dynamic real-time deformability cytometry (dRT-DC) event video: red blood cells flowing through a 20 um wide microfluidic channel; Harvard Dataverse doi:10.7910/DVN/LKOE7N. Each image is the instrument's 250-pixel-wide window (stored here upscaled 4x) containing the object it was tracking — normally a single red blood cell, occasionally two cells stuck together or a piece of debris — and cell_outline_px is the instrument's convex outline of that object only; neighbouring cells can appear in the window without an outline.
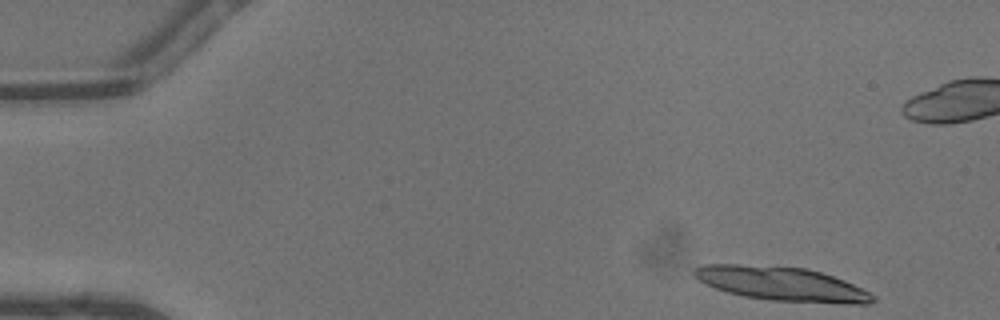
{"species": "common noctule bat (a hibernating species)", "species_latin": "Nyctalus noctula", "temperature_condition": "warm", "stored_images_in_passage": 23, "camera_frame_rate_fps": 3000, "um_per_image_px": 0.085, "animal": {"sex": "male", "body_mass_g": 13.3}, "frame": {"image": 1, "passage_image": 1, "time_ms": 0.0, "image_size_px": [1000, 320], "cell_outline_px": [[876, 300], [868, 304], [844, 304], [772, 300], [744, 296], [728, 292], [716, 288], [692, 276], [692, 268], [704, 264], [740, 264], [808, 268], [844, 280], [876, 296]], "centroid_in_image_um": [66.44, 24.12], "position_along_channel_um": 18.6, "area_um2": 35.32}}